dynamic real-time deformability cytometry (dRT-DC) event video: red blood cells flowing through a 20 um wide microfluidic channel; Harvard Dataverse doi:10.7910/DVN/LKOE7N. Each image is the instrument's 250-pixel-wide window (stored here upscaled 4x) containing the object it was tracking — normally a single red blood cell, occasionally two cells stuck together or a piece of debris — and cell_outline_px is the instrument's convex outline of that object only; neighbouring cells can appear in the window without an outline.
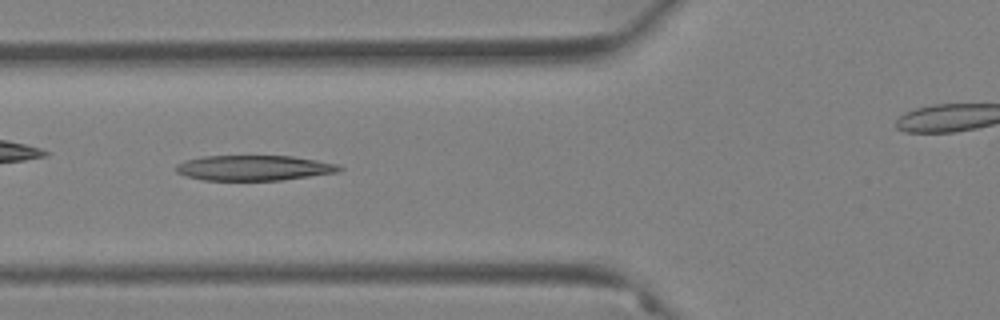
{"species": "Egyptian fruit bat (a non-hibernating species)", "species_latin": "Rousettus aegyptiacus", "temperature_condition": "warm", "stored_images_in_passage": 50, "camera_frame_rate_fps": 3000, "um_per_image_px": 0.085, "animal": {"sex": "female"}, "frame": {"image": 1, "passage_image": 21, "time_ms": 6.667, "image_size_px": [1000, 320], "cell_outline_px": [[344, 168], [340, 172], [280, 180], [204, 180], [188, 176], [176, 172], [176, 164], [184, 160], [204, 156], [292, 156], [340, 164]], "centroid_in_image_um": [21.62, 14.27], "position_along_channel_um": 104.2, "area_um2": 24.04}}
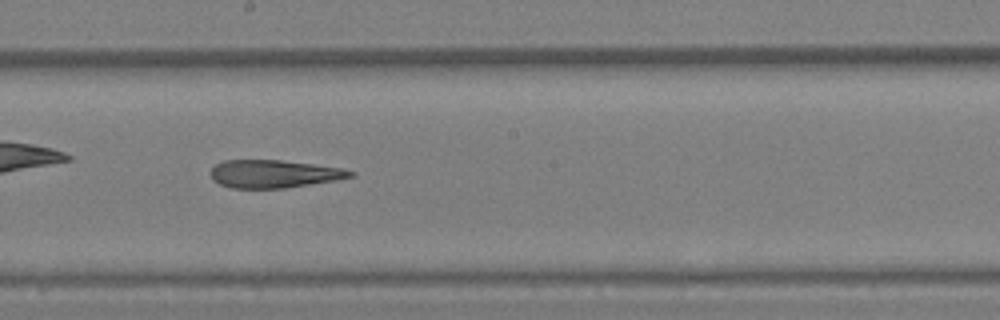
{"frame": {"image": 2, "passage_image": 31, "time_ms": 10.0, "image_size_px": [1000, 320], "cell_outline_px": [[356, 176], [336, 180], [284, 188], [232, 188], [220, 184], [212, 180], [212, 168], [216, 164], [224, 160], [280, 160], [312, 164], [340, 168], [356, 172]], "centroid_in_image_um": [23.29, 14.78], "position_along_channel_um": 224.9, "area_um2": 22.54}}
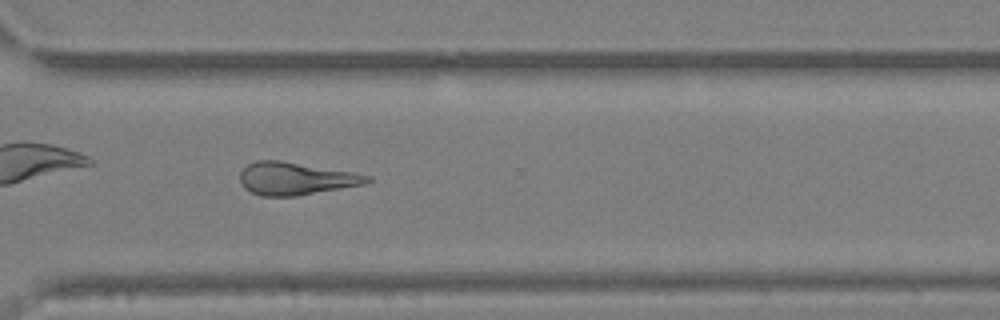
{"frame": {"image": 3, "passage_image": 41, "time_ms": 13.333, "image_size_px": [1000, 320], "cell_outline_px": [[372, 180], [364, 184], [296, 196], [260, 196], [244, 188], [240, 180], [240, 172], [248, 164], [256, 160], [280, 160], [352, 172], [372, 176]], "centroid_in_image_um": [25.11, 15.18], "position_along_channel_um": 345.5, "area_um2": 24.04}}